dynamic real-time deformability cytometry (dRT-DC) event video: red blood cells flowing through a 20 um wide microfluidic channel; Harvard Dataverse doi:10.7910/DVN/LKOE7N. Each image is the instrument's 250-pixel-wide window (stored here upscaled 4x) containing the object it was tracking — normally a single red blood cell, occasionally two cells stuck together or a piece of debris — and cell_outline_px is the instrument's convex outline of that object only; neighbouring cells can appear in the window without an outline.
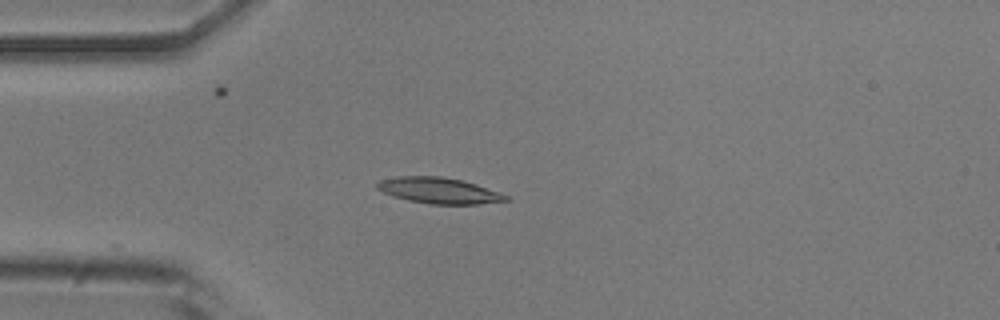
{"species": "common noctule bat (a hibernating species)", "species_latin": "Nyctalus noctula", "temperature_condition": "room temperature", "stored_images_in_passage": 14, "camera_frame_rate_fps": 3000, "um_per_image_px": 0.085, "animal": {"sex": "male", "body_mass_g": 20.5, "forearm_length_mm": 52.5}, "frame": {"image": 1, "passage_image": 1, "time_ms": 0.0, "image_size_px": [1000, 320], "cell_outline_px": [[512, 200], [480, 204], [428, 204], [408, 200], [392, 196], [376, 188], [376, 184], [380, 180], [396, 176], [440, 176], [460, 180], [476, 184], [508, 196]], "centroid_in_image_um": [37.29, 16.2], "position_along_channel_um": 47.7, "area_um2": 19.42}}